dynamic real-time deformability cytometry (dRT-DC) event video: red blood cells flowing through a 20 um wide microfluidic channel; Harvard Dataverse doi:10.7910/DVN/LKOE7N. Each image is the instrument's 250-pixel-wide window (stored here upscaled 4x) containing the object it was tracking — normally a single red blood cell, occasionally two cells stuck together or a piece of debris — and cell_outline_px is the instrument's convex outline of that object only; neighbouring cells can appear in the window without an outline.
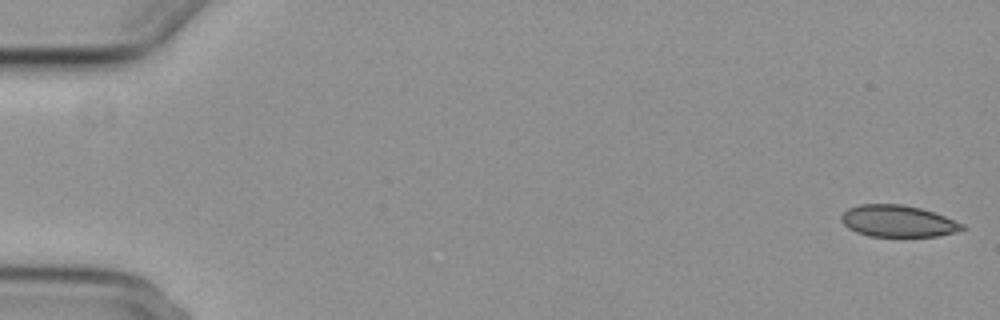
{"species": "common noctule bat (a hibernating species)", "species_latin": "Nyctalus noctula", "temperature_condition": "cold", "stored_images_in_passage": 56, "camera_frame_rate_fps": 3000, "um_per_image_px": 0.085, "animal": {"sex": "female", "body_mass_g": 29.2, "forearm_length_mm": 56.3}, "frame": {"image": 1, "passage_image": 1, "time_ms": 0.0, "image_size_px": [1000, 320], "cell_outline_px": [[964, 228], [956, 232], [936, 236], [868, 236], [856, 232], [848, 228], [840, 220], [840, 216], [848, 208], [860, 204], [904, 204], [920, 208], [944, 216], [964, 224]], "centroid_in_image_um": [76.28, 18.79], "position_along_channel_um": 8.7, "area_um2": 22.25}}
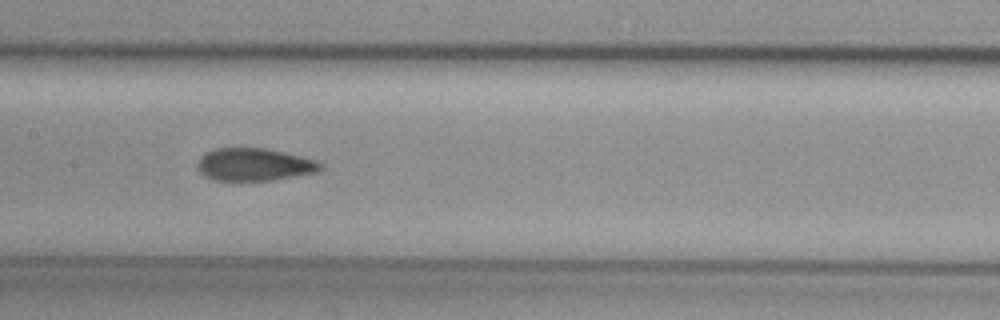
{"frame": {"image": 2, "passage_image": 28, "time_ms": 9.0, "image_size_px": [1000, 320], "cell_outline_px": [[324, 168], [316, 172], [272, 180], [212, 180], [204, 176], [196, 168], [196, 164], [208, 152], [216, 148], [268, 148], [316, 160], [324, 164]], "centroid_in_image_um": [21.63, 13.99], "position_along_channel_um": 185.8, "area_um2": 23.29}}
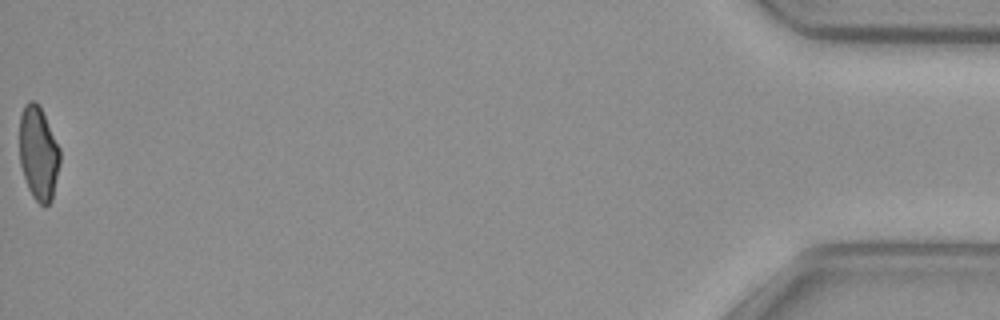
{"frame": {"image": 3, "passage_image": 56, "time_ms": 18.333, "image_size_px": [1000, 320], "cell_outline_px": [[60, 160], [52, 200], [44, 208], [32, 196], [28, 188], [20, 164], [20, 116], [24, 104], [32, 100], [40, 108], [60, 148]], "centroid_in_image_um": [3.26, 13.07], "position_along_channel_um": 431.9, "area_um2": 21.85}, "authors_computed_cell_mechanics": {"area_um2": 23.698, "velocity_mm_per_s": 3.7177, "shape_relaxation_time_tau1_ms": null, "shape_relaxation_time_tau2_ms": 1.8932, "deformation_change_tau1": null, "deformation_change_tau2": 0.0399}}